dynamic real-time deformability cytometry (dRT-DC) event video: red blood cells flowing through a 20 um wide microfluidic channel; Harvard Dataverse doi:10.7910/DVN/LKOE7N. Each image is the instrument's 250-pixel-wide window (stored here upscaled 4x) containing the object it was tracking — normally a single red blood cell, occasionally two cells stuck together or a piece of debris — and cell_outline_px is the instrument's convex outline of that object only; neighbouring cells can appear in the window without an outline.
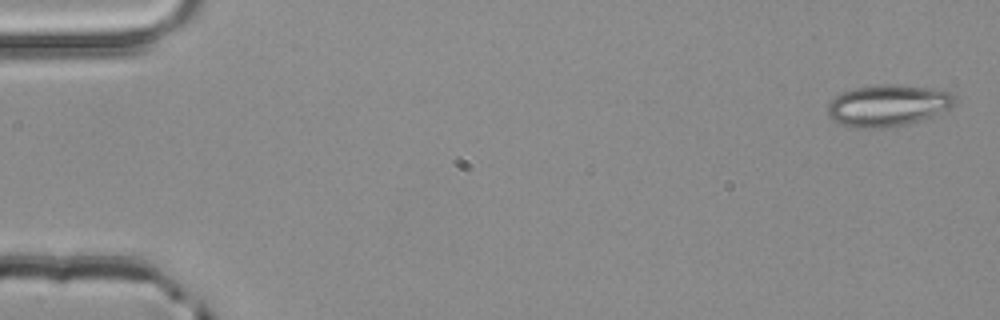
{"species": "common noctule bat (a hibernating species)", "species_latin": "Nyctalus noctula", "temperature_condition": "room temperature", "stored_images_in_passage": 5, "segment_of_instrument_passage": [1, 2], "camera_frame_rate_fps": 3000, "um_per_image_px": 0.085, "animal": {"sex": "male", "body_mass_g": 20.4}, "frame": {"image": 1, "passage_image": 1, "time_ms": 0.0, "image_size_px": [1000, 320], "cell_outline_px": [[956, 96], [952, 104], [948, 108], [924, 120], [912, 124], [888, 128], [852, 128], [832, 120], [828, 116], [828, 104], [840, 92], [856, 88], [880, 84], [900, 84], [932, 88], [952, 92]], "centroid_in_image_um": [75.46, 8.97], "position_along_channel_um": 9.5, "area_um2": 31.21}}